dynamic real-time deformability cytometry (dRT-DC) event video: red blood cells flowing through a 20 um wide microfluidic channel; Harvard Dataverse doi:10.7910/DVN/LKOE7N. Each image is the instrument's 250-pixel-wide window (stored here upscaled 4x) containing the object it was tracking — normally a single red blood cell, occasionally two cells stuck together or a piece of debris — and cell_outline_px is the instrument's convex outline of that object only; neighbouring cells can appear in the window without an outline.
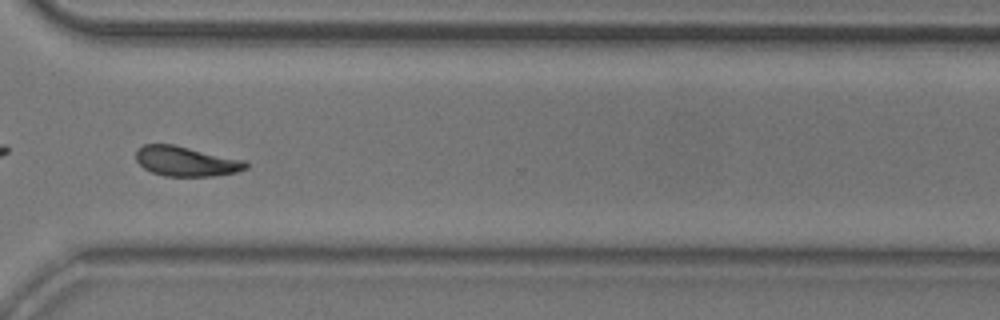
{"species": "common noctule bat (a hibernating species)", "species_latin": "Nyctalus noctula", "temperature_condition": "room temperature", "stored_images_in_passage": 33, "camera_frame_rate_fps": 3000, "um_per_image_px": 0.085, "animal": {"sex": "male", "body_mass_g": 20.5, "forearm_length_mm": 52.5}, "frame": {"image": 1, "passage_image": 24, "time_ms": 7.667, "image_size_px": [1000, 320], "cell_outline_px": [[248, 168], [236, 172], [212, 176], [164, 176], [152, 172], [144, 168], [136, 160], [136, 148], [144, 144], [172, 144], [244, 160], [248, 164]], "centroid_in_image_um": [15.79, 13.71], "position_along_channel_um": 354.8, "area_um2": 19.02}, "authors_computed_cell_mechanics": {"area_um2": 19.0162, "velocity_mm_per_s": 3.8594, "shape_relaxation_time_tau1_ms": 2.7412, "shape_relaxation_time_tau2_ms": 7.762, "deformation_change_tau1": 0.1233, "deformation_change_tau2": 0.1568}}